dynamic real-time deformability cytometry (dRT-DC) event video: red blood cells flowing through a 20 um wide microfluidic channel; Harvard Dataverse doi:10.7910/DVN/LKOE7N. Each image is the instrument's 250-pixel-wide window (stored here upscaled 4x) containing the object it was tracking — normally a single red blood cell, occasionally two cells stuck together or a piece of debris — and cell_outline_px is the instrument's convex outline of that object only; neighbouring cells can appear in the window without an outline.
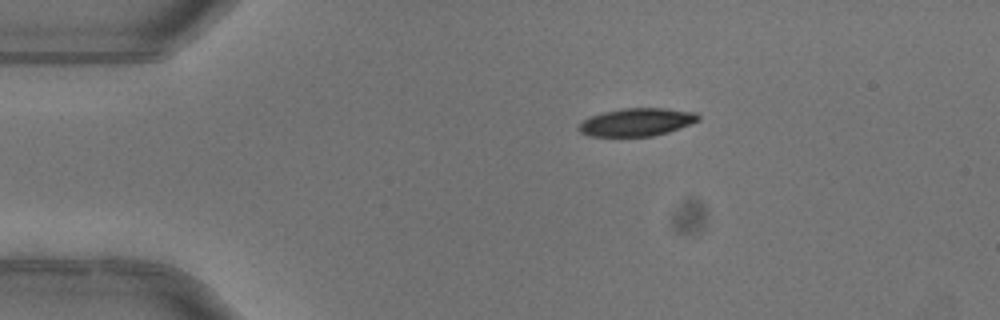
{"species": "common noctule bat (a hibernating species)", "species_latin": "Nyctalus noctula", "temperature_condition": "warm", "stored_images_in_passage": 3, "camera_frame_rate_fps": 3000, "um_per_image_px": 0.085, "animal": {"sex": "female"}, "frame": {"image": 1, "passage_image": 1, "time_ms": 0.0, "image_size_px": [1000, 320], "cell_outline_px": [[700, 120], [668, 132], [652, 136], [588, 136], [580, 132], [580, 124], [584, 120], [592, 116], [604, 112], [624, 108], [664, 108], [696, 112], [700, 116]], "centroid_in_image_um": [54.16, 10.38], "position_along_channel_um": 30.8, "area_um2": 19.19}}
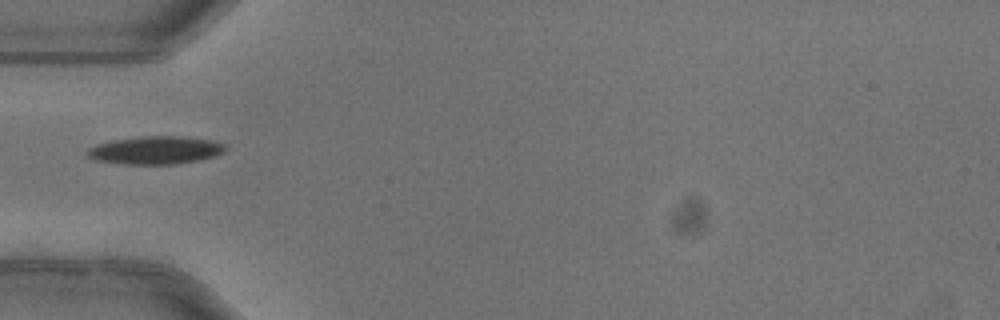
{"frame": {"image": 2, "passage_image": 3, "time_ms": 0.667, "image_size_px": [1000, 320], "cell_outline_px": [[228, 148], [224, 152], [216, 156], [176, 164], [120, 164], [96, 160], [88, 156], [88, 148], [96, 144], [112, 140], [144, 136], [180, 136], [212, 140], [224, 144]], "centroid_in_image_um": [13.23, 12.76], "position_along_channel_um": 71.8, "area_um2": 22.48}}